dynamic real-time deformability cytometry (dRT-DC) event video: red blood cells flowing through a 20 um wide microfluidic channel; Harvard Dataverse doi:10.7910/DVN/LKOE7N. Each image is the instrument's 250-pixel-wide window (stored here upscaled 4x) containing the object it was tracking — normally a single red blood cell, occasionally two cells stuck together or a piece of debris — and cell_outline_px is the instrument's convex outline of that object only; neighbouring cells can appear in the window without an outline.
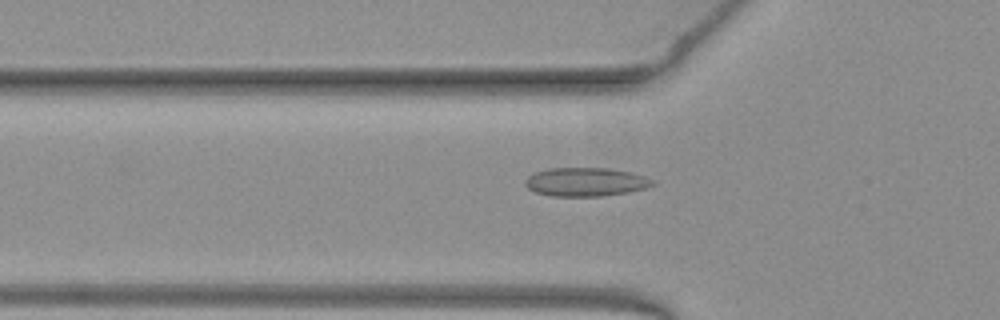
{"species": "common noctule bat (a hibernating species)", "species_latin": "Nyctalus noctula", "temperature_condition": "warm", "stored_images_in_passage": 45, "camera_frame_rate_fps": 3000, "um_per_image_px": 0.085, "animal": {"sex": "female", "body_mass_g": 19.3, "forearm_length_mm": 54.1}, "frame": {"image": 1, "passage_image": 11, "time_ms": 3.333, "image_size_px": [1000, 320], "cell_outline_px": [[656, 184], [644, 188], [628, 192], [600, 196], [552, 196], [536, 192], [528, 188], [524, 184], [524, 180], [528, 176], [536, 172], [548, 168], [608, 168], [632, 172], [656, 180]], "centroid_in_image_um": [49.8, 15.46], "position_along_channel_um": 76.0, "area_um2": 21.33}}
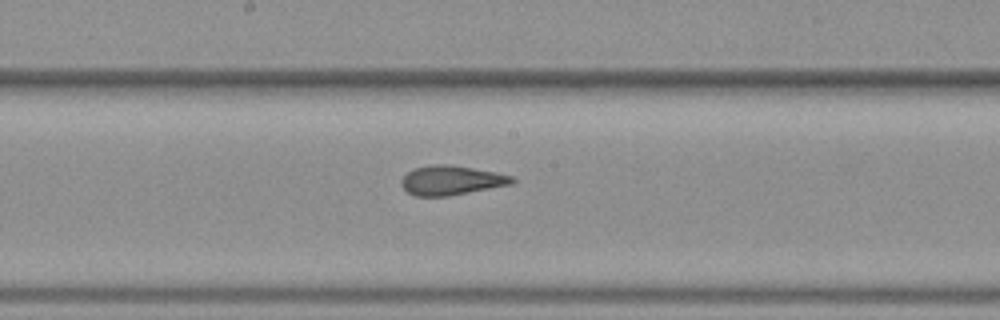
{"frame": {"image": 2, "passage_image": 21, "time_ms": 6.667, "image_size_px": [1000, 320], "cell_outline_px": [[516, 180], [512, 184], [448, 196], [416, 196], [408, 192], [400, 184], [400, 180], [408, 172], [416, 168], [432, 164], [452, 164], [496, 172], [512, 176]], "centroid_in_image_um": [38.36, 15.32], "position_along_channel_um": 209.8, "area_um2": 18.96}}
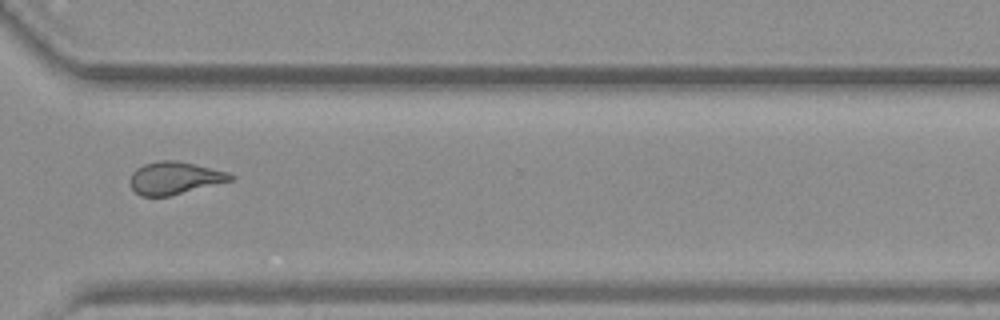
{"frame": {"image": 3, "passage_image": 32, "time_ms": 10.333, "image_size_px": [1000, 320], "cell_outline_px": [[236, 180], [168, 196], [140, 196], [132, 188], [128, 180], [132, 172], [136, 168], [144, 164], [160, 160], [176, 160], [228, 172], [236, 176]], "centroid_in_image_um": [14.85, 15.13], "position_along_channel_um": 355.7, "area_um2": 19.19}, "authors_computed_cell_mechanics": {"area_um2": 19.074, "velocity_mm_per_s": 3.9893, "shape_relaxation_time_tau1_ms": null, "shape_relaxation_time_tau2_ms": 1.238, "deformation_change_tau1": null, "deformation_change_tau2": 0.081}}